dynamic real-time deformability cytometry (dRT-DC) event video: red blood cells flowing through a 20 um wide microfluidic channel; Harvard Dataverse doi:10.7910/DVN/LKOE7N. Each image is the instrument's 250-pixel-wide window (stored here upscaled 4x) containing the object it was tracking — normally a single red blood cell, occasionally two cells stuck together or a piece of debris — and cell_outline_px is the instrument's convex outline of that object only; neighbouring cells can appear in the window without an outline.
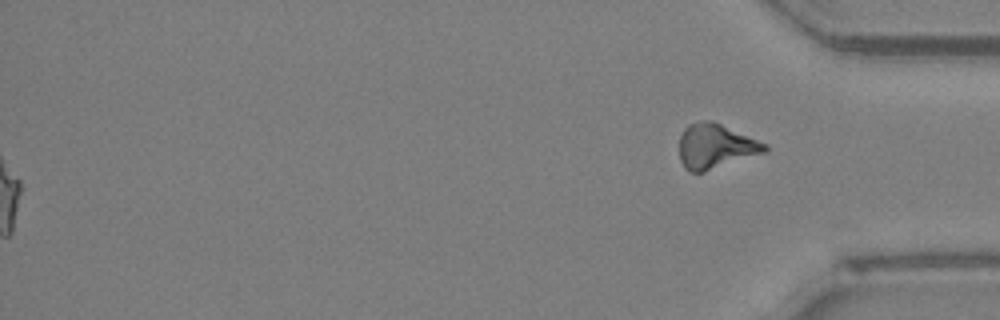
{"species": "Egyptian fruit bat (a non-hibernating species)", "species_latin": "Rousettus aegyptiacus", "temperature_condition": "room temperature", "stored_images_in_passage": 52, "segment_of_instrument_passage": [2, 2], "camera_frame_rate_fps": 3000, "um_per_image_px": 0.085, "animal": {"sex": "female"}, "frame": {"image": 1, "passage_image": 52, "time_ms": 17.0, "image_size_px": [1000, 320], "cell_outline_px": [[768, 152], [704, 172], [688, 172], [684, 168], [680, 160], [680, 136], [684, 128], [688, 124], [700, 120], [712, 120], [768, 144]], "centroid_in_image_um": [60.83, 12.44], "position_along_channel_um": 374.4, "area_um2": 22.6}}